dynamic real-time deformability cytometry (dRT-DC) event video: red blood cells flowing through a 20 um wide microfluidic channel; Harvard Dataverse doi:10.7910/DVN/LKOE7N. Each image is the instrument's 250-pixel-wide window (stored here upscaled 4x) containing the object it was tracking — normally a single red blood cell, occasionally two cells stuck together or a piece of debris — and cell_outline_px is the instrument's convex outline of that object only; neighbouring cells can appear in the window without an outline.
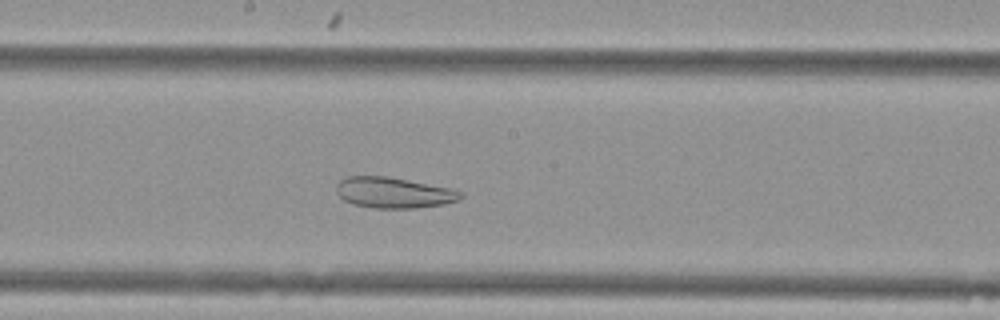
{"species": "Egyptian fruit bat (a non-hibernating species)", "species_latin": "Rousettus aegyptiacus", "temperature_condition": "cold", "stored_images_in_passage": 38, "camera_frame_rate_fps": 3000, "um_per_image_px": 0.085, "animal": {"sex": "female"}, "frame": {"image": 1, "passage_image": 16, "time_ms": 5.0, "image_size_px": [1000, 320], "cell_outline_px": [[464, 196], [460, 200], [444, 204], [416, 208], [372, 208], [352, 204], [344, 200], [336, 192], [336, 184], [340, 180], [348, 176], [388, 176], [448, 188], [464, 192]], "centroid_in_image_um": [33.46, 16.38], "position_along_channel_um": 214.7, "area_um2": 22.37}}
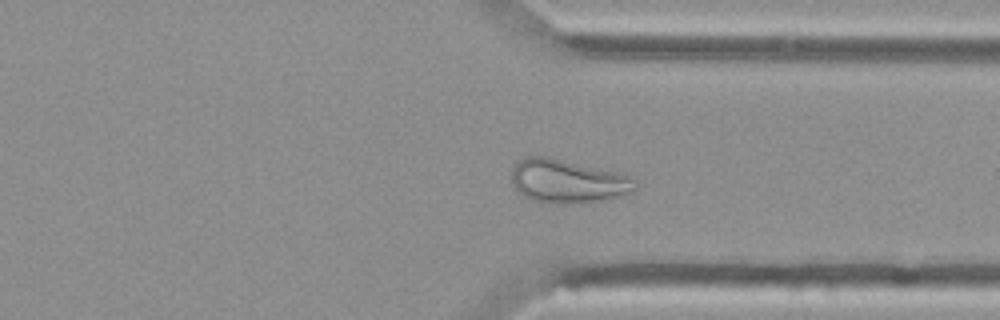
{"frame": {"image": 2, "passage_image": 28, "time_ms": 9.0, "image_size_px": [1000, 320], "cell_outline_px": [[636, 188], [616, 196], [600, 200], [580, 204], [556, 204], [532, 200], [524, 196], [512, 184], [512, 168], [524, 156], [548, 156], [624, 172], [636, 180]], "centroid_in_image_um": [48.25, 15.38], "position_along_channel_um": 363.1, "area_um2": 31.73}}
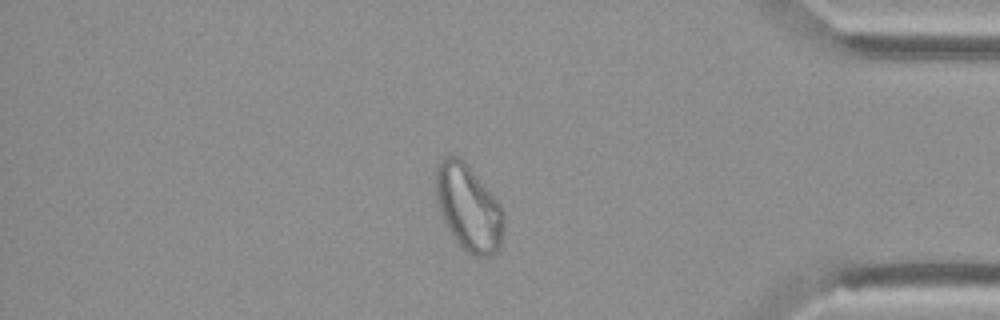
{"frame": {"image": 3, "passage_image": 33, "time_ms": 10.667, "image_size_px": [1000, 320], "cell_outline_px": [[504, 220], [500, 248], [492, 256], [472, 256], [452, 236], [440, 212], [436, 200], [436, 168], [440, 160], [444, 156], [460, 156], [464, 160], [500, 204], [504, 212]], "centroid_in_image_um": [39.83, 17.65], "position_along_channel_um": 395.4, "area_um2": 33.99}, "authors_computed_cell_mechanics": {"area_um2": 28.2642, "velocity_mm_per_s": 3.7163, "shape_relaxation_time_tau1_ms": null, "shape_relaxation_time_tau2_ms": 1.8972, "deformation_change_tau1": null, "deformation_change_tau2": 0.0915}}